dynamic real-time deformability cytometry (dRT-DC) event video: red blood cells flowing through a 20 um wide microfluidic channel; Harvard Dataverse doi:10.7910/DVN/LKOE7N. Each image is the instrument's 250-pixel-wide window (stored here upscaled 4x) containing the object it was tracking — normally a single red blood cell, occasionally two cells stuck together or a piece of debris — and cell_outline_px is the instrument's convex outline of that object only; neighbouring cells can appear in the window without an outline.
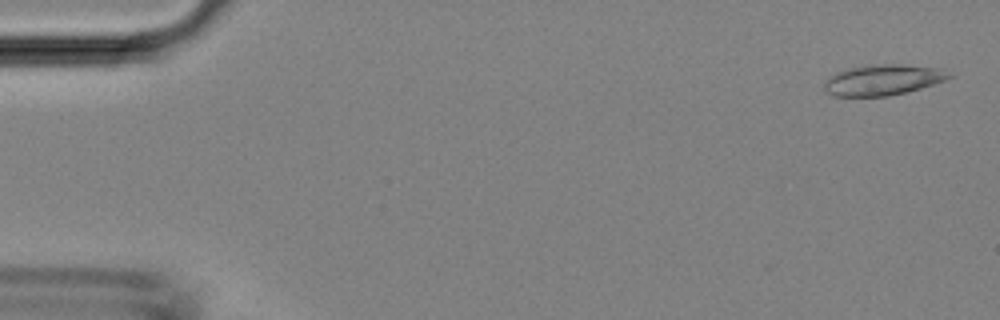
{"species": "Egyptian fruit bat (a non-hibernating species)", "species_latin": "Rousettus aegyptiacus", "temperature_condition": "room temperature", "stored_images_in_passage": 28, "camera_frame_rate_fps": 3000, "um_per_image_px": 0.085, "animal": {"sex": "female"}, "frame": {"image": 1, "passage_image": 2, "time_ms": 0.333, "image_size_px": [1000, 320], "cell_outline_px": [[956, 76], [908, 92], [888, 96], [832, 96], [824, 88], [824, 80], [828, 76], [836, 72], [852, 68], [880, 64], [900, 64], [948, 68]], "centroid_in_image_um": [75.12, 6.78], "position_along_channel_um": 9.9, "area_um2": 22.6}}
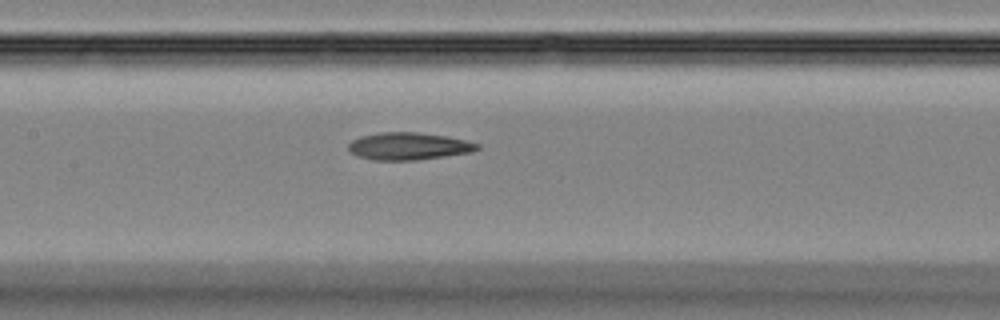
{"frame": {"image": 2, "passage_image": 23, "time_ms": 7.333, "image_size_px": [1000, 320], "cell_outline_px": [[480, 148], [472, 152], [416, 160], [372, 160], [356, 156], [348, 148], [348, 144], [352, 140], [360, 136], [380, 132], [416, 132], [448, 136], [480, 144]], "centroid_in_image_um": [34.72, 12.42], "position_along_channel_um": 172.7, "area_um2": 20.58}}
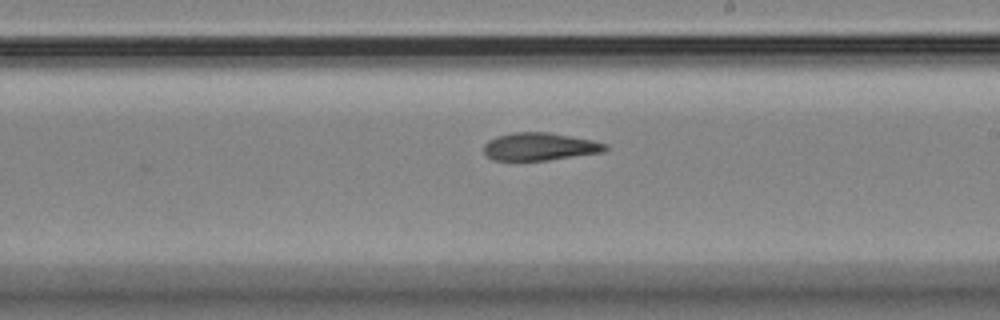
{"frame": {"image": 3, "passage_image": 28, "time_ms": 9.0, "image_size_px": [1000, 320], "cell_outline_px": [[608, 148], [604, 152], [548, 160], [492, 160], [484, 156], [484, 144], [488, 140], [496, 136], [512, 132], [548, 132], [572, 136], [592, 140], [608, 144]], "centroid_in_image_um": [45.86, 12.46], "position_along_channel_um": 243.1, "area_um2": 19.83}}